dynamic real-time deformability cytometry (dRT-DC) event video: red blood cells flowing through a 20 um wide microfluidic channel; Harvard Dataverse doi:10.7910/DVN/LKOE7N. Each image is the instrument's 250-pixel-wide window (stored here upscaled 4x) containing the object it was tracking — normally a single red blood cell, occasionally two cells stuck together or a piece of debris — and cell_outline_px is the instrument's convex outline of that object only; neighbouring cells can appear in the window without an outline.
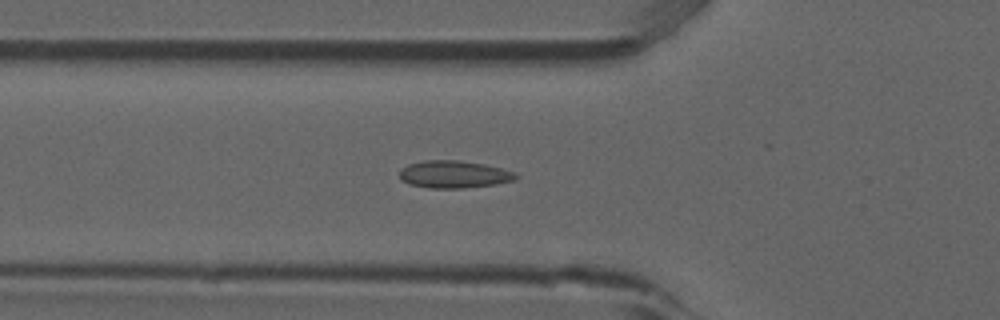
{"species": "common noctule bat (a hibernating species)", "species_latin": "Nyctalus noctula", "temperature_condition": "room temperature", "stored_images_in_passage": 43, "camera_frame_rate_fps": 3000, "um_per_image_px": 0.085, "animal": {"sex": "male", "forearm_length_mm": 52.5}, "frame": {"image": 1, "passage_image": 19, "time_ms": 6.0, "image_size_px": [1000, 320], "cell_outline_px": [[520, 176], [516, 180], [496, 184], [460, 188], [428, 188], [408, 184], [400, 180], [400, 168], [408, 164], [424, 160], [456, 160], [484, 164], [500, 168], [512, 172]], "centroid_in_image_um": [38.54, 14.82], "position_along_channel_um": 87.3, "area_um2": 18.61}}
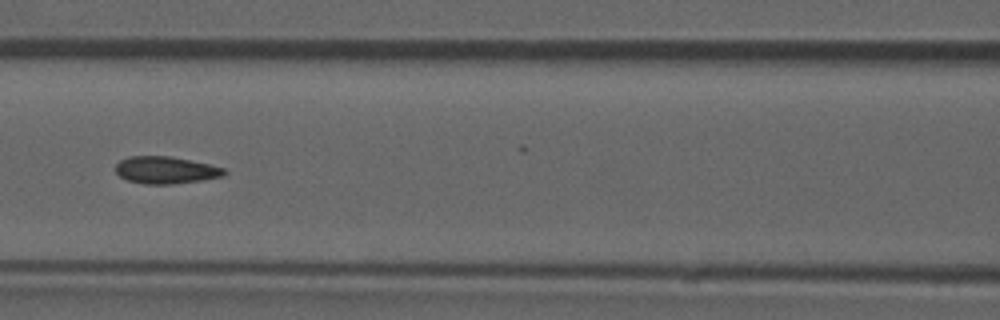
{"frame": {"image": 2, "passage_image": 24, "time_ms": 7.667, "image_size_px": [1000, 320], "cell_outline_px": [[228, 172], [224, 176], [200, 180], [172, 184], [144, 184], [128, 180], [120, 176], [116, 172], [116, 164], [120, 160], [128, 156], [172, 156], [208, 164], [224, 168]], "centroid_in_image_um": [14.09, 14.45], "position_along_channel_um": 152.5, "area_um2": 17.17}, "authors_computed_cell_mechanics": {"area_um2": 17.5134, "velocity_mm_per_s": 3.8804, "shape_relaxation_time_tau1_ms": 10.8624, "shape_relaxation_time_tau2_ms": 1.4246, "deformation_change_tau1": 0.1976, "deformation_change_tau2": 0.0851}}